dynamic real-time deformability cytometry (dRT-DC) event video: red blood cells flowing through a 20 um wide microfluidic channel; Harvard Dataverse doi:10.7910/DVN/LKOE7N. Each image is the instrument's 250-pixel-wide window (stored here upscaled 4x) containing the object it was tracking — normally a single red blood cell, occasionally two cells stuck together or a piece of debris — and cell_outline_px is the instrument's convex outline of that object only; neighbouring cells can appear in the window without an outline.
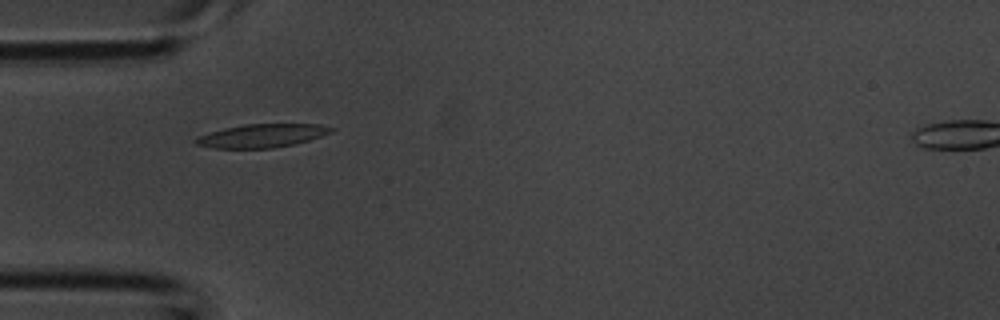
{"species": "common noctule bat (a hibernating species)", "species_latin": "Nyctalus noctula", "temperature_condition": "room temperature", "stored_images_in_passage": 3, "camera_frame_rate_fps": 3000, "um_per_image_px": 0.085, "animal": {"sex": "male", "body_mass_g": 20.1, "forearm_length_mm": 53.5}, "frame": {"image": 1, "passage_image": 3, "time_ms": 0.667, "image_size_px": [1000, 320], "cell_outline_px": [[336, 128], [332, 132], [308, 140], [292, 144], [272, 148], [212, 148], [196, 144], [192, 140], [196, 136], [208, 132], [224, 128], [244, 124], [320, 124]], "centroid_in_image_um": [22.21, 11.53], "position_along_channel_um": 62.8, "area_um2": 18.5}}